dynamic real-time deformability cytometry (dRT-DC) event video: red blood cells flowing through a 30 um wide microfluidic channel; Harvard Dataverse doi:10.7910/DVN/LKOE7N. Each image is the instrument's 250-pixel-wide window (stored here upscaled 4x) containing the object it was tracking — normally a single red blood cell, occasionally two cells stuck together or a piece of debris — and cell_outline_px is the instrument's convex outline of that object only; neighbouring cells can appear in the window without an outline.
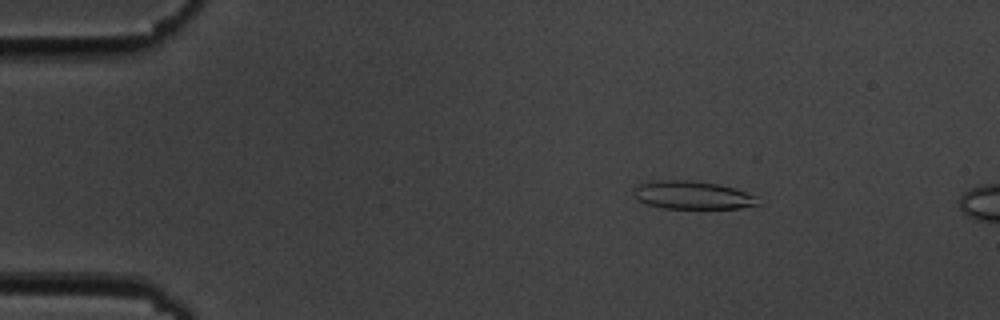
{"species": "common noctule bat (a hibernating species)", "species_latin": "Nyctalus noctula", "temperature_condition": "cold", "stored_images_in_passage": 56, "camera_frame_rate_fps": 3000, "um_per_image_px": 0.085, "animal": {"sex": "male", "body_mass_g": 19.5, "forearm_length_mm": 54.6}, "frame": {"image": 1, "passage_image": 9, "time_ms": 2.667, "image_size_px": [1000, 320], "cell_outline_px": [[760, 204], [740, 208], [664, 208], [648, 204], [636, 200], [632, 192], [640, 184], [656, 180], [692, 180], [720, 184], [756, 196]], "centroid_in_image_um": [58.83, 16.58], "position_along_channel_um": 26.2, "area_um2": 20.23}}
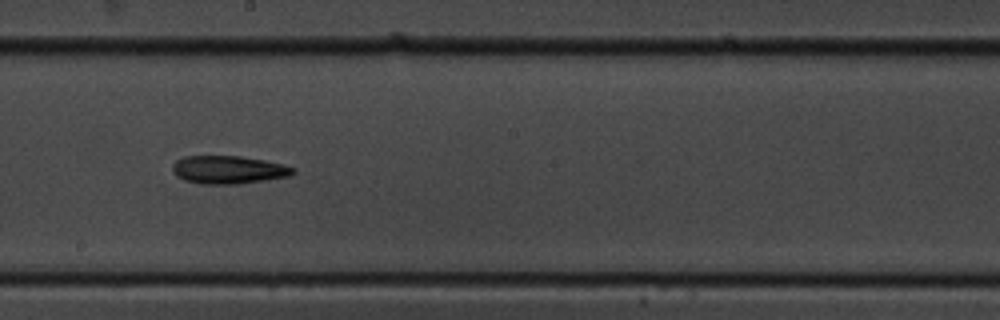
{"frame": {"image": 2, "passage_image": 31, "time_ms": 10.0, "image_size_px": [1000, 320], "cell_outline_px": [[296, 172], [292, 176], [240, 184], [200, 184], [184, 180], [176, 176], [172, 168], [172, 164], [176, 160], [184, 156], [240, 156], [264, 160], [284, 164], [296, 168]], "centroid_in_image_um": [19.45, 14.43], "position_along_channel_um": 228.8, "area_um2": 20.0}}
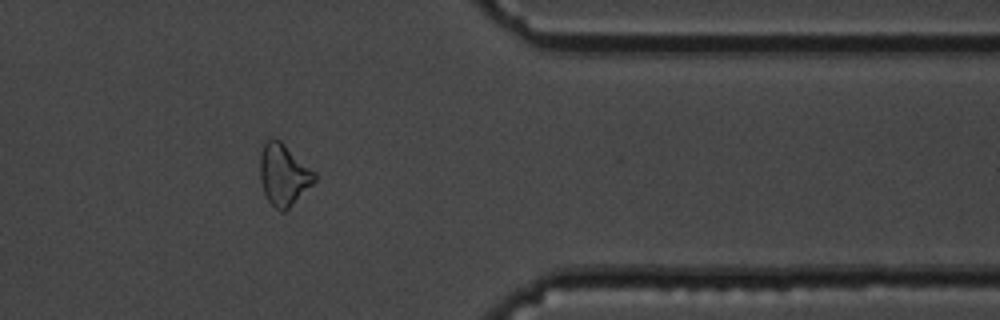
{"frame": {"image": 3, "passage_image": 45, "time_ms": 14.667, "image_size_px": [1000, 320], "cell_outline_px": [[316, 180], [284, 212], [280, 212], [268, 200], [264, 192], [260, 180], [260, 152], [264, 140], [272, 136], [280, 140], [316, 172]], "centroid_in_image_um": [24.08, 14.8], "position_along_channel_um": 387.3, "area_um2": 19.59}, "authors_computed_cell_mechanics": {"area_um2": 20.0855, "velocity_mm_per_s": 3.7054, "shape_relaxation_time_tau1_ms": 7.257, "shape_relaxation_time_tau2_ms": null, "deformation_change_tau1": 0.1468, "deformation_change_tau2": null}}